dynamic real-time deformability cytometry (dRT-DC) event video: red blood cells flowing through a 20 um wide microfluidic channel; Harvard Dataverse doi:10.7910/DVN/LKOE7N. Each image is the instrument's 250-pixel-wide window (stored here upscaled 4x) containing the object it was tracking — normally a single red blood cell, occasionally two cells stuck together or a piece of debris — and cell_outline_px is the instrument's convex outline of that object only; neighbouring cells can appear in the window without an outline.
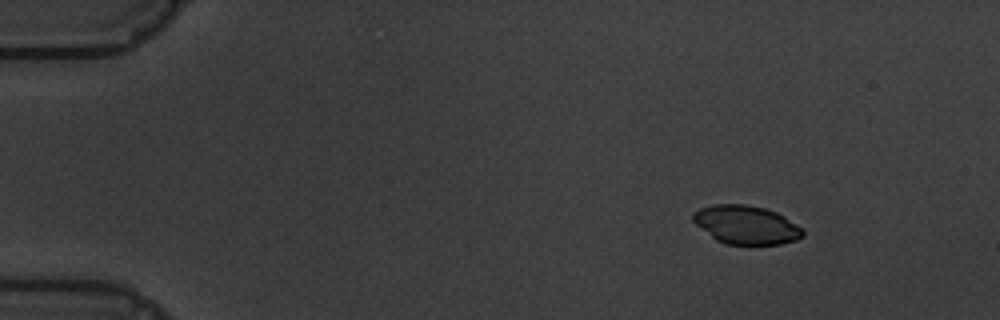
{"species": "common noctule bat (a hibernating species)", "species_latin": "Nyctalus noctula", "temperature_condition": "warm", "stored_images_in_passage": 4, "camera_frame_rate_fps": 3000, "um_per_image_px": 0.085, "animal": {"sex": "male", "body_mass_g": 19.5, "forearm_length_mm": 54.6}, "frame": {"image": 1, "passage_image": 2, "time_ms": 1.333, "image_size_px": [1000, 320], "cell_outline_px": [[804, 236], [796, 240], [780, 244], [728, 244], [716, 240], [696, 224], [692, 220], [692, 212], [700, 208], [712, 204], [744, 204], [764, 208], [776, 212], [784, 216], [796, 224], [804, 232]], "centroid_in_image_um": [63.4, 19.1], "position_along_channel_um": 21.6, "area_um2": 24.57}}